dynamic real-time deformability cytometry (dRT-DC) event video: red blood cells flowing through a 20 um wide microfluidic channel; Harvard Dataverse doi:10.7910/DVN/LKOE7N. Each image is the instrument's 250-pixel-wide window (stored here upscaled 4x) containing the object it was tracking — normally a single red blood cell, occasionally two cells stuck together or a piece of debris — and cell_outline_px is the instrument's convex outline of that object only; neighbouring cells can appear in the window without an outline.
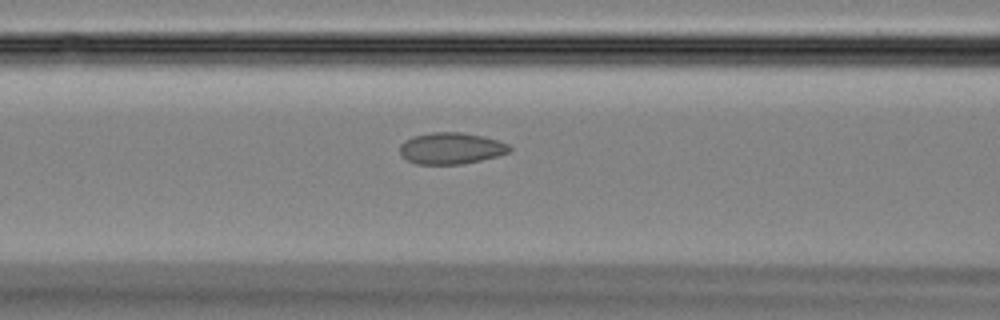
{"species": "Egyptian fruit bat (a non-hibernating species)", "species_latin": "Rousettus aegyptiacus", "temperature_condition": "room temperature", "stored_images_in_passage": 44, "camera_frame_rate_fps": 3000, "um_per_image_px": 0.085, "animal": {"sex": "female"}, "frame": {"image": 1, "passage_image": 18, "time_ms": 5.667, "image_size_px": [1000, 320], "cell_outline_px": [[512, 148], [508, 152], [496, 156], [464, 164], [416, 164], [400, 156], [400, 144], [404, 140], [412, 136], [432, 132], [460, 132], [484, 136], [508, 144]], "centroid_in_image_um": [38.3, 12.6], "position_along_channel_um": 128.3, "area_um2": 20.17}}
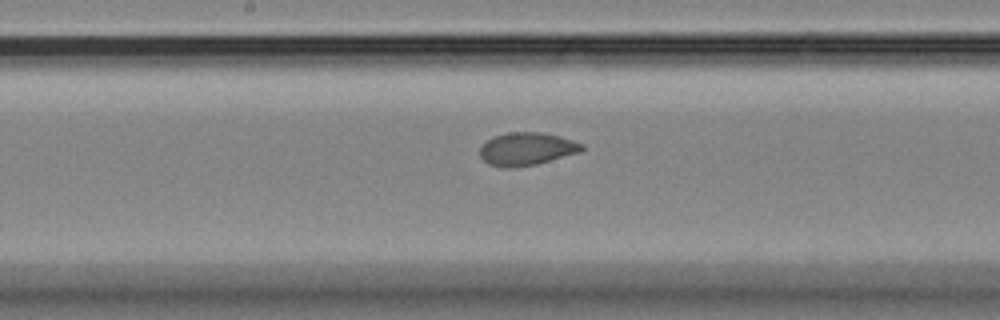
{"frame": {"image": 2, "passage_image": 23, "time_ms": 7.333, "image_size_px": [1000, 320], "cell_outline_px": [[584, 148], [580, 152], [536, 164], [516, 168], [504, 168], [488, 164], [480, 156], [480, 144], [492, 136], [508, 132], [544, 132], [560, 136], [584, 144]], "centroid_in_image_um": [44.73, 12.65], "position_along_channel_um": 203.5, "area_um2": 19.83}}
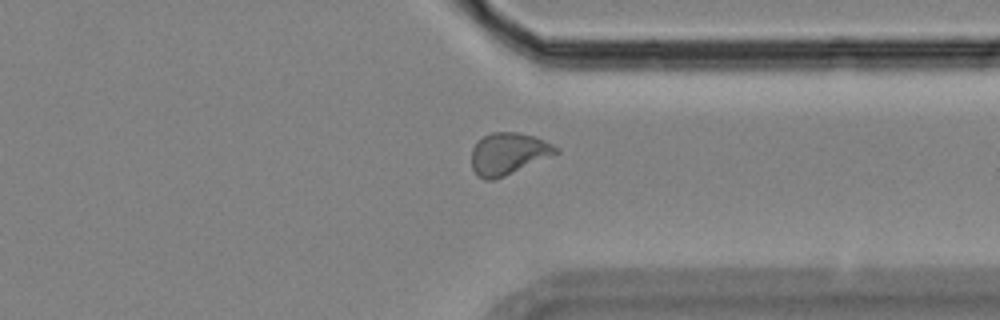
{"frame": {"image": 3, "passage_image": 34, "time_ms": 11.0, "image_size_px": [1000, 320], "cell_outline_px": [[560, 152], [504, 176], [492, 180], [484, 180], [472, 168], [472, 148], [476, 140], [492, 132], [516, 132], [536, 136], [560, 148]], "centroid_in_image_um": [43.2, 13.04], "position_along_channel_um": 368.2, "area_um2": 20.52}}